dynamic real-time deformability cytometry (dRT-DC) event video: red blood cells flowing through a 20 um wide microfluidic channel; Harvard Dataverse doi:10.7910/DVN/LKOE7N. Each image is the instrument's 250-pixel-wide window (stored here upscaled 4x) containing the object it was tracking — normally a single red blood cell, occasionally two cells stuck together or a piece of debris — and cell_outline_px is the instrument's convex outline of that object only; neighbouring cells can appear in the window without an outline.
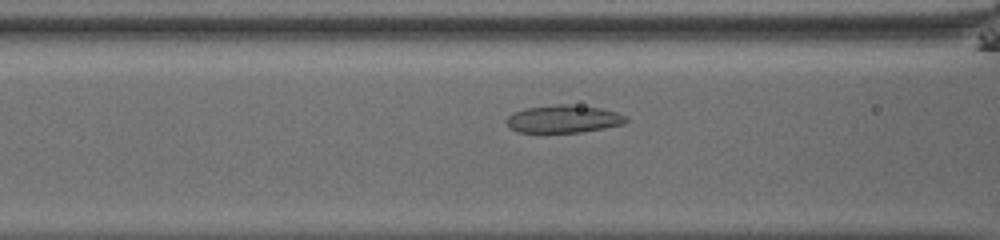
{"species": "common noctule bat (a hibernating species)", "species_latin": "Nyctalus noctula", "temperature_condition": "room temperature", "stored_images_in_passage": 49, "camera_frame_rate_fps": 3000, "um_per_image_px": 0.085, "animal": {"sex": "male", "body_mass_g": 13.0, "forearm_length_mm": 53.1}, "frame": {"image": 1, "passage_image": 19, "time_ms": 6.0, "image_size_px": [1000, 240], "cell_outline_px": [[628, 120], [624, 124], [604, 128], [580, 132], [516, 132], [504, 120], [512, 112], [524, 108], [556, 104], [572, 104], [600, 108], [616, 112], [628, 116]], "centroid_in_image_um": [47.9, 10.1], "position_along_channel_um": 118.7, "area_um2": 19.42}}
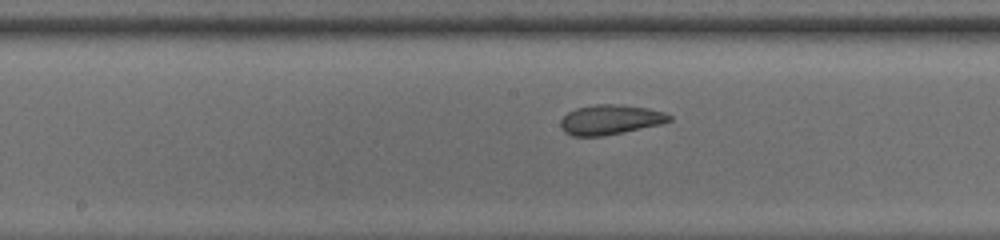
{"frame": {"image": 2, "passage_image": 25, "time_ms": 8.0, "image_size_px": [1000, 240], "cell_outline_px": [[672, 120], [660, 124], [600, 136], [572, 136], [564, 132], [560, 128], [560, 120], [568, 112], [576, 108], [596, 104], [616, 104], [648, 108], [664, 112], [672, 116]], "centroid_in_image_um": [51.84, 10.16], "position_along_channel_um": 196.4, "area_um2": 18.73}}
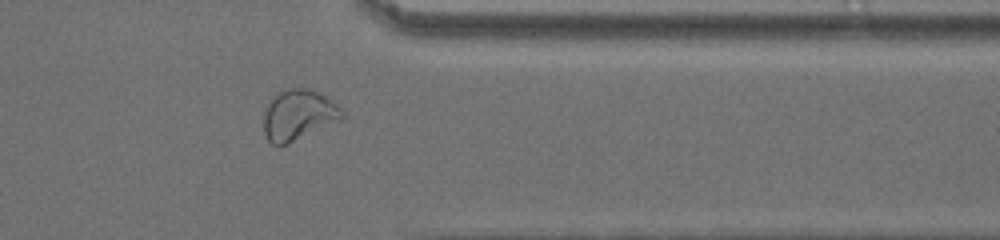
{"frame": {"image": 3, "passage_image": 40, "time_ms": 13.0, "image_size_px": [1000, 240], "cell_outline_px": [[344, 116], [340, 120], [288, 144], [272, 144], [264, 136], [264, 112], [272, 96], [284, 88], [308, 88], [320, 92], [332, 100], [344, 112]], "centroid_in_image_um": [25.35, 9.75], "position_along_channel_um": 386.0, "area_um2": 23.18}, "authors_computed_cell_mechanics": {"area_um2": 21.097, "velocity_mm_per_s": 3.8609, "shape_relaxation_time_tau1_ms": 5.0411, "shape_relaxation_time_tau2_ms": 1.2267, "deformation_change_tau1": 0.1283, "deformation_change_tau2": 0.0531}}